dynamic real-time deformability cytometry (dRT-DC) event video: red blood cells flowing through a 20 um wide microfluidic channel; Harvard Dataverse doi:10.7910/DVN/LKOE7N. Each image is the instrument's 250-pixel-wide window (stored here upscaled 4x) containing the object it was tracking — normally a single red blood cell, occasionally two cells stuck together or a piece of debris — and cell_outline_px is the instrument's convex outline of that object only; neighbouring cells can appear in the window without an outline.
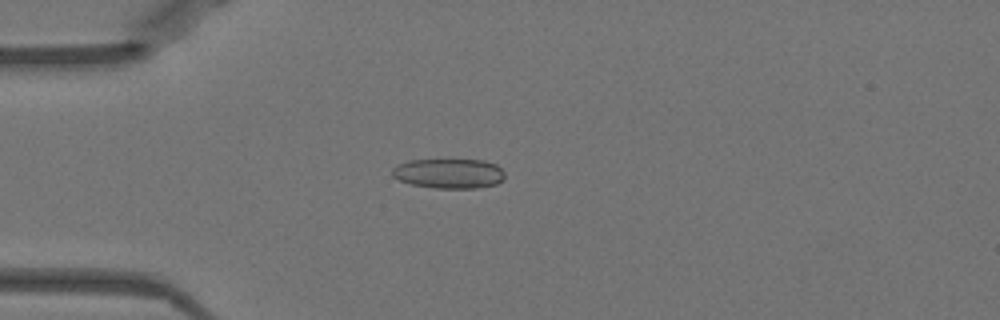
{"species": "Egyptian fruit bat (a non-hibernating species)", "species_latin": "Rousettus aegyptiacus", "temperature_condition": "warm", "stored_images_in_passage": 51, "camera_frame_rate_fps": 3000, "um_per_image_px": 0.085, "animal": {"sex": "female"}, "frame": {"image": 1, "passage_image": 14, "time_ms": 4.333, "image_size_px": [1000, 320], "cell_outline_px": [[504, 180], [496, 184], [476, 188], [436, 188], [412, 184], [400, 180], [392, 176], [392, 168], [396, 164], [408, 160], [484, 160], [496, 164], [504, 172]], "centroid_in_image_um": [38.16, 14.74], "position_along_channel_um": 46.8, "area_um2": 19.59}}
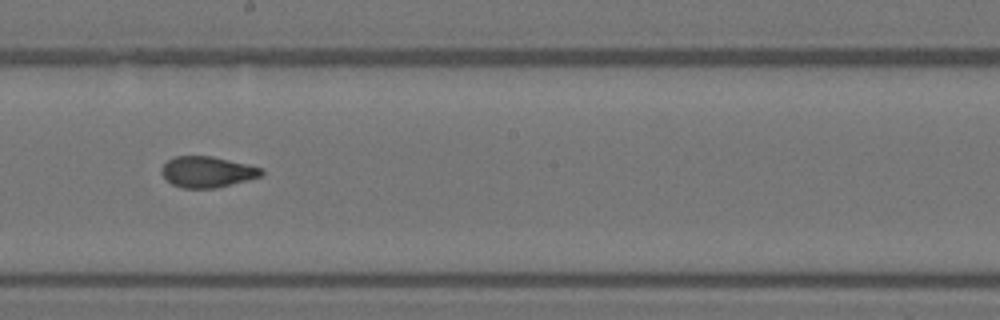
{"frame": {"image": 2, "passage_image": 29, "time_ms": 9.333, "image_size_px": [1000, 320], "cell_outline_px": [[264, 172], [260, 176], [216, 188], [184, 188], [172, 184], [160, 172], [164, 164], [168, 160], [176, 156], [212, 156], [248, 164], [260, 168]], "centroid_in_image_um": [17.6, 14.6], "position_along_channel_um": 230.6, "area_um2": 17.74}}
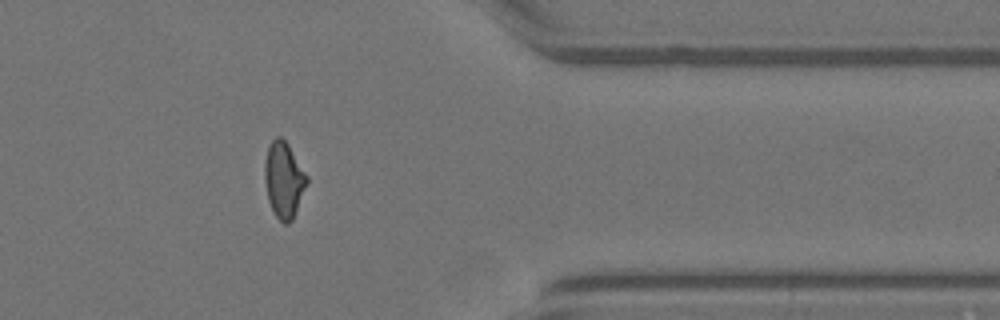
{"frame": {"image": 3, "passage_image": 42, "time_ms": 13.667, "image_size_px": [1000, 320], "cell_outline_px": [[308, 184], [292, 220], [288, 224], [284, 224], [276, 216], [268, 200], [264, 180], [264, 164], [268, 144], [276, 136], [280, 136], [288, 144], [308, 176]], "centroid_in_image_um": [24.12, 15.27], "position_along_channel_um": 387.3, "area_um2": 18.79}, "authors_computed_cell_mechanics": {"area_um2": 18.785, "velocity_mm_per_s": 3.9987, "shape_relaxation_time_tau1_ms": 3.494, "shape_relaxation_time_tau2_ms": 1.6818, "deformation_change_tau1": 0.1104, "deformation_change_tau2": 0.0728}}